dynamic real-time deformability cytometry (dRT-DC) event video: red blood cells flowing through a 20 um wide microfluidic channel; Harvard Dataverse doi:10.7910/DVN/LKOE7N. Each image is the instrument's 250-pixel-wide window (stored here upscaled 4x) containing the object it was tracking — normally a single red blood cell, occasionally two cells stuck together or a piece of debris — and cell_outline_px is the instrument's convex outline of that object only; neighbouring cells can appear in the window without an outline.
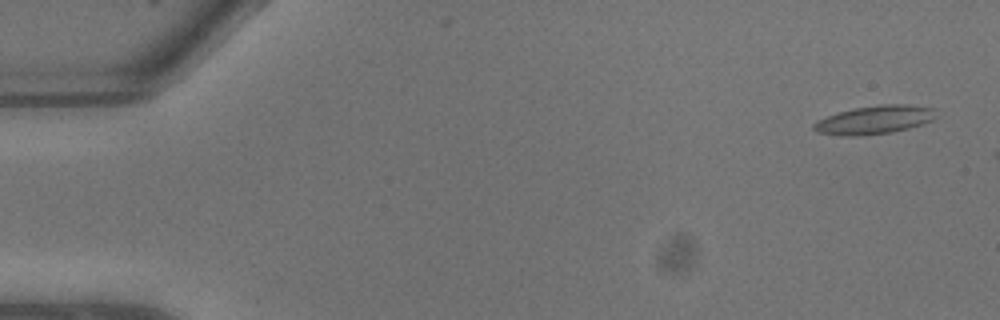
{"species": "common noctule bat (a hibernating species)", "species_latin": "Nyctalus noctula", "temperature_condition": "warm", "stored_images_in_passage": 2, "camera_frame_rate_fps": 3000, "um_per_image_px": 0.085, "animal": {"sex": "male", "body_mass_g": 13.3}, "frame": {"image": 1, "passage_image": 1, "time_ms": 0.0, "image_size_px": [1000, 320], "cell_outline_px": [[936, 116], [932, 120], [908, 128], [892, 132], [856, 136], [840, 136], [816, 132], [812, 128], [812, 124], [828, 116], [852, 108], [880, 104], [904, 104], [932, 108]], "centroid_in_image_um": [74.28, 10.19], "position_along_channel_um": 10.7, "area_um2": 20.06}}